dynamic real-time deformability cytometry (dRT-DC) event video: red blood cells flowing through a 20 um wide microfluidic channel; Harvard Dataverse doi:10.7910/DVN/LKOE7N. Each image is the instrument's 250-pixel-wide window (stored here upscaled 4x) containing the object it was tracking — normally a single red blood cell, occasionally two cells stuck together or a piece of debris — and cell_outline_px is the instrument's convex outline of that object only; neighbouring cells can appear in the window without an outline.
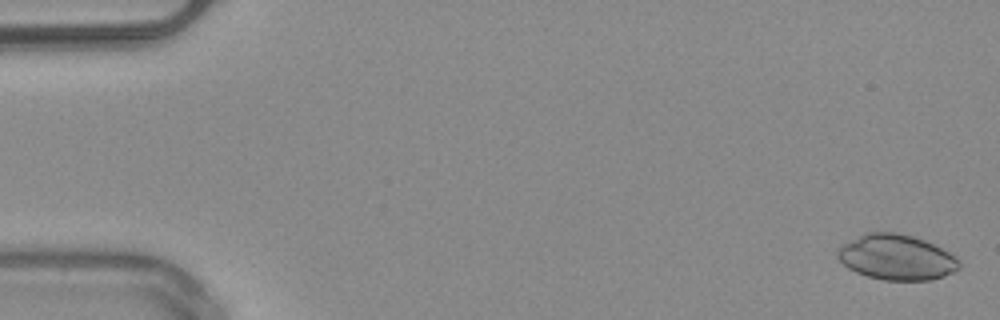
{"species": "common noctule bat (a hibernating species)", "species_latin": "Nyctalus noctula", "temperature_condition": "warm", "stored_images_in_passage": 51, "camera_frame_rate_fps": 3000, "um_per_image_px": 0.085, "animal": {"sex": "male", "body_mass_g": 20.4}, "frame": {"image": 1, "passage_image": 2, "time_ms": 0.333, "image_size_px": [1000, 320], "cell_outline_px": [[960, 268], [944, 276], [932, 280], [884, 280], [868, 276], [856, 272], [848, 268], [836, 256], [836, 248], [840, 244], [864, 232], [896, 232], [912, 236], [924, 240], [956, 256], [960, 260]], "centroid_in_image_um": [76.16, 21.86], "position_along_channel_um": 8.8, "area_um2": 32.37}}
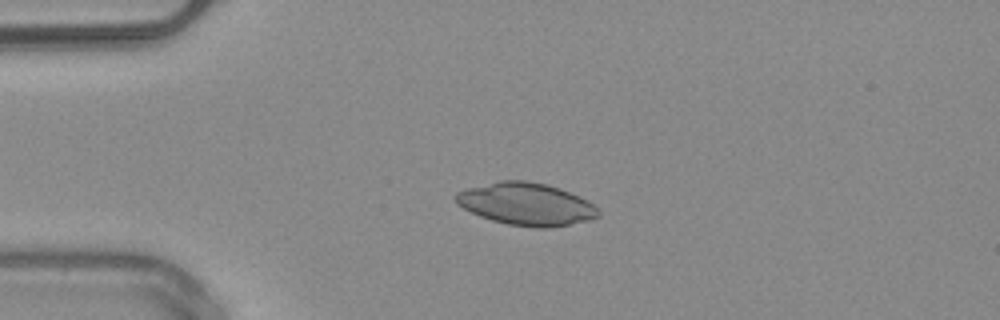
{"frame": {"image": 2, "passage_image": 13, "time_ms": 4.0, "image_size_px": [1000, 320], "cell_outline_px": [[600, 216], [588, 220], [552, 228], [536, 228], [508, 224], [492, 220], [480, 216], [456, 204], [452, 196], [456, 192], [468, 188], [500, 180], [524, 180], [548, 184], [560, 188], [580, 196], [588, 200], [600, 212]], "centroid_in_image_um": [44.72, 17.34], "position_along_channel_um": 40.3, "area_um2": 35.43}}